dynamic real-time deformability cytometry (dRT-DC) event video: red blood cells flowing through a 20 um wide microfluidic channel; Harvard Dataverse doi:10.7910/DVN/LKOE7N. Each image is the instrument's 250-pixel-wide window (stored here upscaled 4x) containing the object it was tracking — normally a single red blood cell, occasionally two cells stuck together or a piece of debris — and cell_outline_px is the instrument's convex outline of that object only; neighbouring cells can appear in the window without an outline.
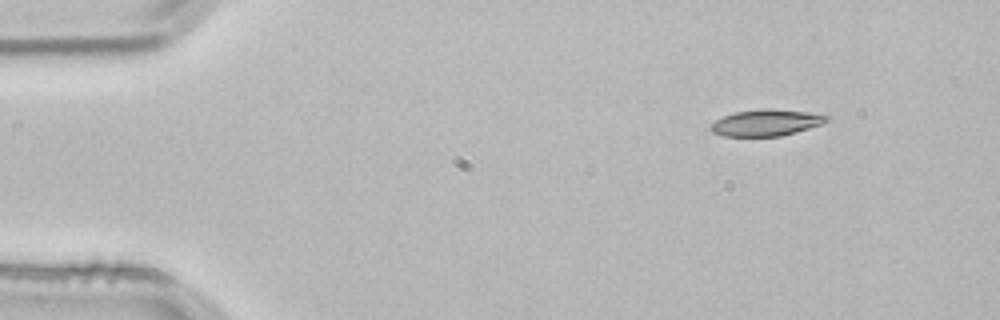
{"species": "common noctule bat (a hibernating species)", "species_latin": "Nyctalus noctula", "temperature_condition": "room temperature", "stored_images_in_passage": 3, "camera_frame_rate_fps": 3000, "um_per_image_px": 0.085, "animal": {"sex": "male", "body_mass_g": 21.5, "forearm_length_mm": 52.0}, "frame": {"image": 1, "passage_image": 1, "time_ms": 0.0, "image_size_px": [1000, 320], "cell_outline_px": [[828, 120], [820, 124], [796, 132], [780, 136], [724, 136], [712, 132], [708, 128], [708, 124], [724, 116], [736, 112], [764, 108], [768, 108], [808, 112], [828, 116]], "centroid_in_image_um": [65.06, 10.43], "position_along_channel_um": 19.9, "area_um2": 17.74}}
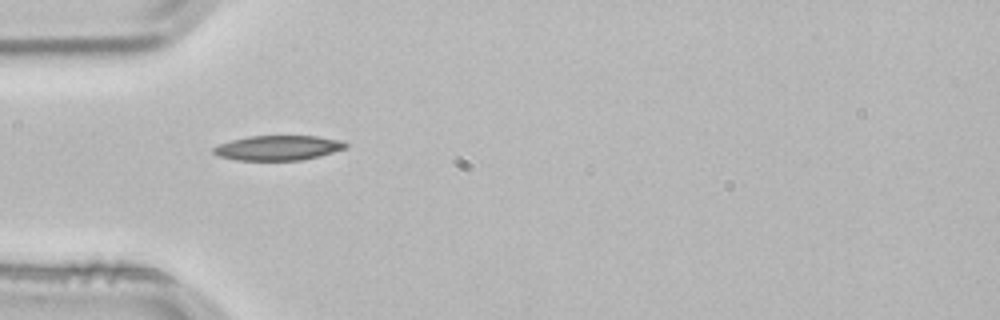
{"frame": {"image": 2, "passage_image": 3, "time_ms": 0.667, "image_size_px": [1000, 320], "cell_outline_px": [[348, 144], [344, 148], [320, 156], [300, 160], [236, 160], [216, 156], [212, 152], [212, 148], [220, 144], [232, 140], [248, 136], [316, 136], [344, 140]], "centroid_in_image_um": [23.62, 12.56], "position_along_channel_um": 61.4, "area_um2": 19.13}}